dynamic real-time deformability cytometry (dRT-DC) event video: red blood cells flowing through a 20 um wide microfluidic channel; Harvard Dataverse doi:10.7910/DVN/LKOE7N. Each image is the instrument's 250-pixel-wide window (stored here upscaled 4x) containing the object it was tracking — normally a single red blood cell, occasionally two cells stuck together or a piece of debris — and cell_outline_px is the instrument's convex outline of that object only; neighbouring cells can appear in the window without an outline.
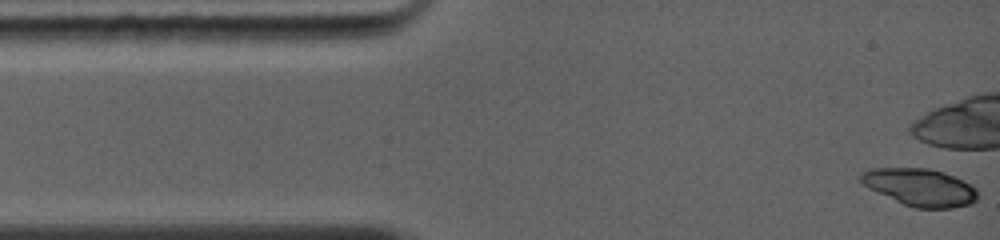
{"species": "common noctule bat (a hibernating species)", "species_latin": "Nyctalus noctula", "temperature_condition": "warm", "stored_images_in_passage": 5, "camera_frame_rate_fps": 5000, "um_per_image_px": 0.085, "animal": {"sex": "female", "body_mass_g": 19.0, "forearm_length_mm": 56.7}, "frame": {"image": 1, "passage_image": 1, "time_ms": 0.0, "image_size_px": [1000, 240], "cell_outline_px": [[976, 200], [972, 204], [952, 208], [916, 208], [904, 204], [868, 188], [860, 180], [860, 172], [872, 168], [928, 168], [944, 172], [976, 188]], "centroid_in_image_um": [78.18, 15.91], "position_along_channel_um": 6.8, "area_um2": 25.2}}